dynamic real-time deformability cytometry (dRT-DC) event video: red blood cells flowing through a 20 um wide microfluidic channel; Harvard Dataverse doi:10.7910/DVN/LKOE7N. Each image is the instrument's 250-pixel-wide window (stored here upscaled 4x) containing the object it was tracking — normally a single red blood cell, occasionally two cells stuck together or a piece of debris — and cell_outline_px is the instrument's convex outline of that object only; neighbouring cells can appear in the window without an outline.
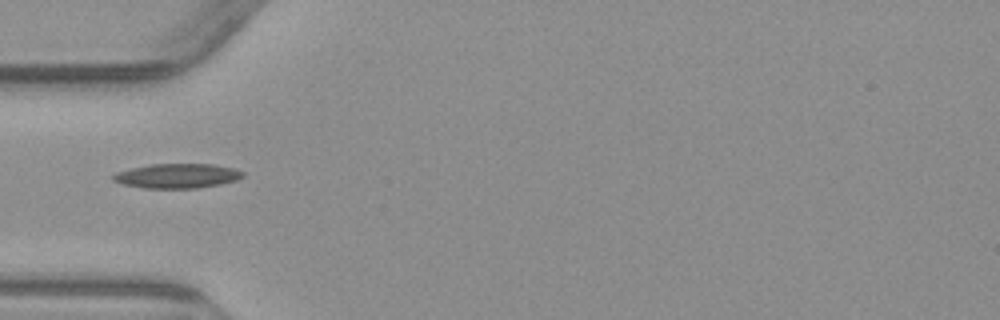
{"species": "common noctule bat (a hibernating species)", "species_latin": "Nyctalus noctula", "temperature_condition": "warm", "stored_images_in_passage": 1, "camera_frame_rate_fps": 3000, "um_per_image_px": 0.085, "animal": {"sex": "male", "body_mass_g": 23.1, "forearm_length_mm": 52.7}, "frame": {"image": 1, "passage_image": 1, "time_ms": 0.0, "image_size_px": [1000, 320], "cell_outline_px": [[244, 176], [236, 180], [220, 184], [196, 188], [144, 188], [124, 184], [112, 180], [112, 176], [116, 172], [132, 168], [152, 164], [212, 164], [236, 168], [244, 172]], "centroid_in_image_um": [15.09, 14.94], "position_along_channel_um": 69.9, "area_um2": 18.5}}